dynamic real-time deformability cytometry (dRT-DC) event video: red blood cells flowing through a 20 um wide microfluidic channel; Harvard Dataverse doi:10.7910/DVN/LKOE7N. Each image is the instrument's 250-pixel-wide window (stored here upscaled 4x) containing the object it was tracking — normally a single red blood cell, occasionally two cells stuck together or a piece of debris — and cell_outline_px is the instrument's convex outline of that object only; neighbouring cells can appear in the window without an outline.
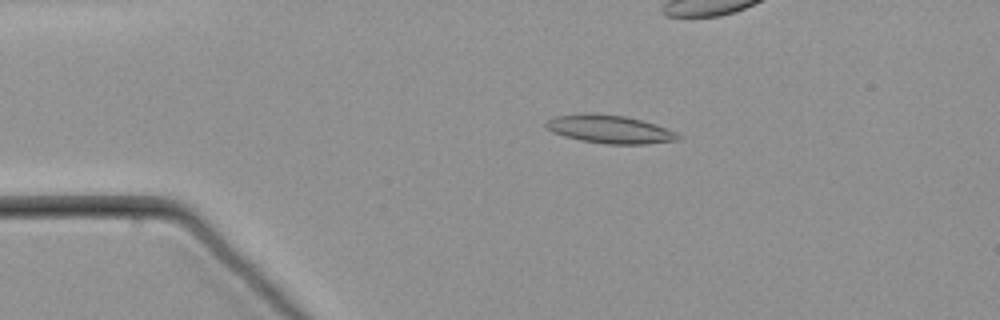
{"species": "common noctule bat (a hibernating species)", "species_latin": "Nyctalus noctula", "temperature_condition": "warm", "stored_images_in_passage": 56, "camera_frame_rate_fps": 3000, "um_per_image_px": 0.085, "animal": {"sex": "male", "body_mass_g": 21.5, "forearm_length_mm": 52.0}, "frame": {"image": 1, "passage_image": 8, "time_ms": 2.333, "image_size_px": [1000, 320], "cell_outline_px": [[684, 136], [680, 140], [648, 144], [608, 144], [580, 140], [564, 136], [552, 132], [544, 124], [548, 120], [556, 116], [588, 112], [624, 116], [656, 124], [668, 128]], "centroid_in_image_um": [51.88, 10.99], "position_along_channel_um": 33.1, "area_um2": 21.85}}
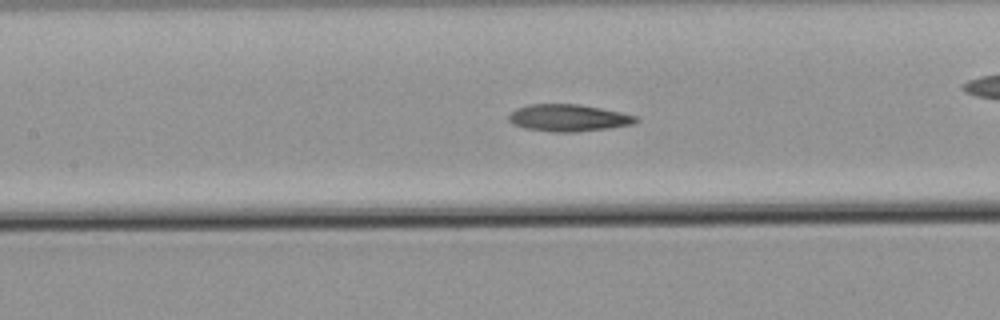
{"frame": {"image": 2, "passage_image": 23, "time_ms": 7.333, "image_size_px": [1000, 320], "cell_outline_px": [[640, 120], [632, 124], [608, 128], [576, 132], [552, 132], [524, 128], [512, 124], [508, 120], [508, 116], [516, 108], [532, 104], [580, 104], [620, 112], [636, 116]], "centroid_in_image_um": [48.29, 10.02], "position_along_channel_um": 159.1, "area_um2": 20.0}}
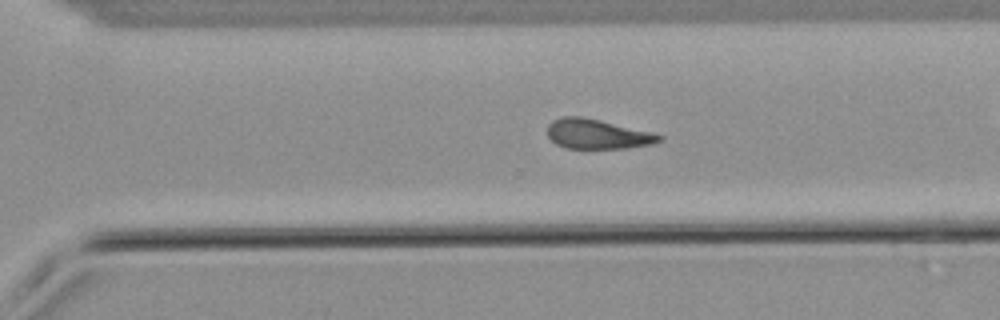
{"frame": {"image": 3, "passage_image": 37, "time_ms": 12.0, "image_size_px": [1000, 320], "cell_outline_px": [[664, 136], [660, 140], [652, 144], [624, 148], [564, 148], [556, 144], [548, 136], [548, 124], [552, 120], [560, 116], [580, 116], [600, 120], [652, 132]], "centroid_in_image_um": [50.74, 11.38], "position_along_channel_um": 319.9, "area_um2": 19.31}}